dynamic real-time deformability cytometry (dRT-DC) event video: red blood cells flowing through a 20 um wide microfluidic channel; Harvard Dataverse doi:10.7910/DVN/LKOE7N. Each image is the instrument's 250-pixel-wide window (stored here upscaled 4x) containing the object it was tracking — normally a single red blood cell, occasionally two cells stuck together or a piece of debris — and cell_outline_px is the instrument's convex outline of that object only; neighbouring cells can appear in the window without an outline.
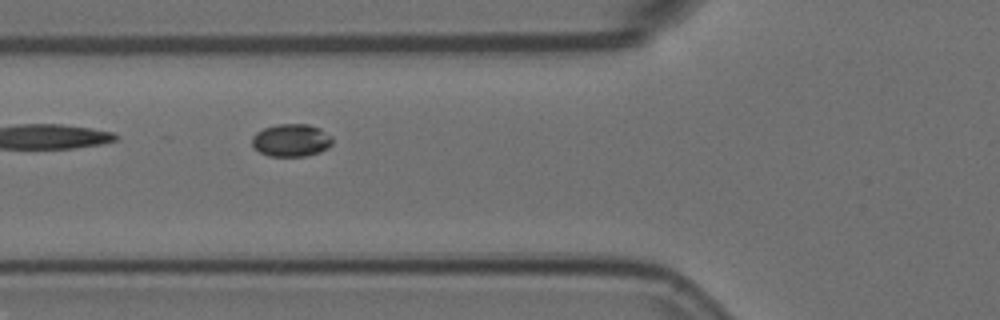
{"species": "Egyptian fruit bat (a non-hibernating species)", "species_latin": "Rousettus aegyptiacus", "temperature_condition": "room temperature", "stored_images_in_passage": 5, "camera_frame_rate_fps": 3000, "um_per_image_px": 0.085, "animal": {"sex": "female"}, "frame": {"image": 1, "passage_image": 4, "time_ms": 1.0, "image_size_px": [1000, 320], "cell_outline_px": [[332, 144], [328, 148], [320, 152], [304, 156], [268, 156], [260, 152], [252, 144], [252, 136], [256, 132], [264, 128], [276, 124], [308, 124], [320, 128], [332, 136]], "centroid_in_image_um": [24.77, 11.91], "position_along_channel_um": 101.0, "area_um2": 15.37}}